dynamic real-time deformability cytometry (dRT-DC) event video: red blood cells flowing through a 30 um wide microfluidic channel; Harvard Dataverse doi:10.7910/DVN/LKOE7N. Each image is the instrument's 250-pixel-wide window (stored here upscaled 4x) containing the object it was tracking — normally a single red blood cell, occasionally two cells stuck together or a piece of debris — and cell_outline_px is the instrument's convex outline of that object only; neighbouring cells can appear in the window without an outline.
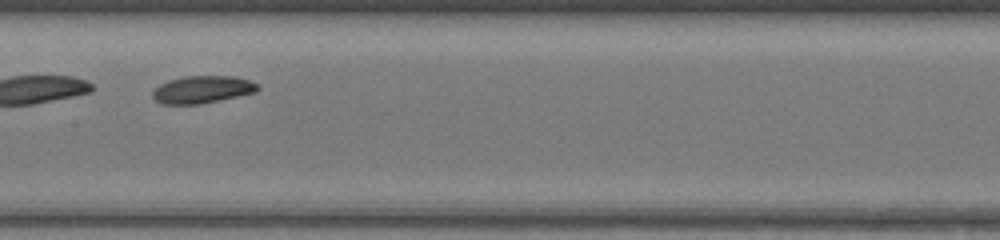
{"species": "common noctule bat (a hibernating species)", "species_latin": "Nyctalus noctula", "temperature_condition": "warm", "stored_images_in_passage": 30, "camera_frame_rate_fps": 3000, "um_per_image_px": 0.085, "animal": {"sex": "female", "body_mass_g": 17.0, "forearm_length_mm": 48.0}, "frame": {"image": 1, "passage_image": 13, "time_ms": 4.0, "image_size_px": [1000, 240], "cell_outline_px": [[260, 88], [256, 92], [200, 104], [160, 104], [152, 96], [152, 92], [160, 84], [168, 80], [184, 76], [236, 76], [248, 80], [256, 84]], "centroid_in_image_um": [17.18, 7.6], "position_along_channel_um": 190.2, "area_um2": 16.7}}